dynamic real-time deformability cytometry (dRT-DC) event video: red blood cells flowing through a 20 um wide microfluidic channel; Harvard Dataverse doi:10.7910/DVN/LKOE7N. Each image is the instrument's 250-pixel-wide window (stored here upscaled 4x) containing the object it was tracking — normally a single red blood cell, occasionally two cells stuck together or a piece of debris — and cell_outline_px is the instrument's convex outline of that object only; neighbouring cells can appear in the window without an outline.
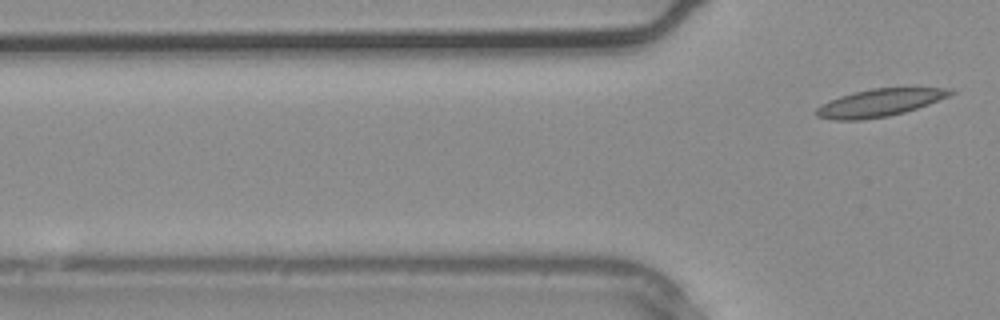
{"species": "common noctule bat (a hibernating species)", "species_latin": "Nyctalus noctula", "temperature_condition": "warm", "stored_images_in_passage": 2, "camera_frame_rate_fps": 3000, "um_per_image_px": 0.085, "animal": {"sex": "male", "body_mass_g": 20.4}, "frame": {"image": 1, "passage_image": 2, "time_ms": 0.333, "image_size_px": [1000, 320], "cell_outline_px": [[956, 92], [948, 96], [928, 104], [904, 112], [888, 116], [860, 120], [832, 120], [816, 116], [816, 108], [820, 104], [840, 96], [872, 88], [944, 88]], "centroid_in_image_um": [74.71, 8.74], "position_along_channel_um": 51.1, "area_um2": 21.21}}